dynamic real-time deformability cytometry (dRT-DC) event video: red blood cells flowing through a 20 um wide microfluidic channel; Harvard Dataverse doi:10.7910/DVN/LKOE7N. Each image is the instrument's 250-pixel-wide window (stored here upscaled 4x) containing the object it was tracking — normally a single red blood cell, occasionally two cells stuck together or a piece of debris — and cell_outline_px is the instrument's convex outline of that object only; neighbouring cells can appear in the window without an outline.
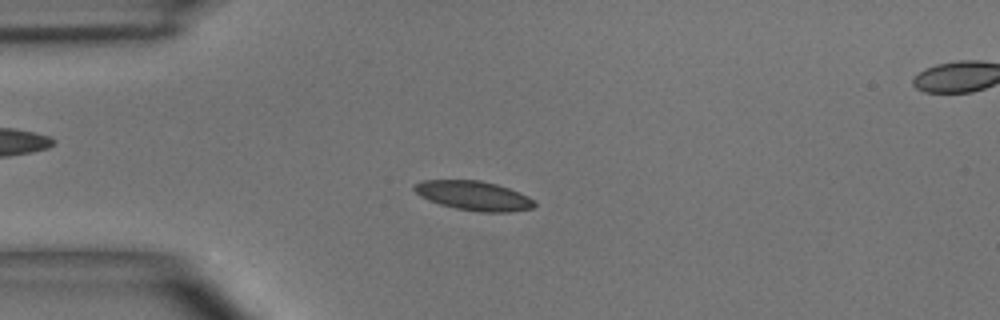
{"species": "common noctule bat (a hibernating species)", "species_latin": "Nyctalus noctula", "temperature_condition": "room temperature", "stored_images_in_passage": 49, "segment_of_instrument_passage": [1, 2], "camera_frame_rate_fps": 3000, "um_per_image_px": 0.085, "animal": {"sex": "male", "body_mass_g": 15.6}, "frame": {"image": 1, "passage_image": 10, "time_ms": 3.0, "image_size_px": [1000, 320], "cell_outline_px": [[536, 204], [532, 208], [508, 212], [480, 212], [456, 208], [440, 204], [428, 200], [420, 196], [412, 188], [416, 184], [424, 180], [480, 180], [496, 184], [508, 188], [528, 196]], "centroid_in_image_um": [40.25, 16.63], "position_along_channel_um": 44.8, "area_um2": 20.35}}
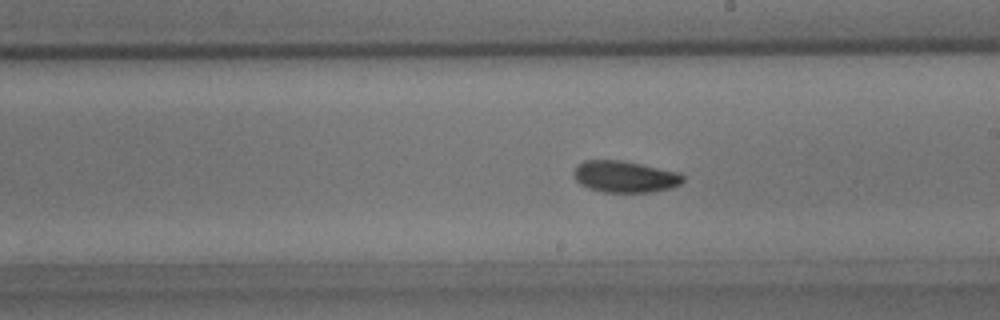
{"frame": {"image": 2, "passage_image": 26, "time_ms": 8.333, "image_size_px": [1000, 320], "cell_outline_px": [[684, 180], [680, 184], [672, 188], [652, 192], [604, 192], [588, 188], [580, 184], [576, 180], [572, 172], [576, 164], [584, 160], [620, 160], [680, 172], [684, 176]], "centroid_in_image_um": [53.1, 15.01], "position_along_channel_um": 235.9, "area_um2": 20.29}}
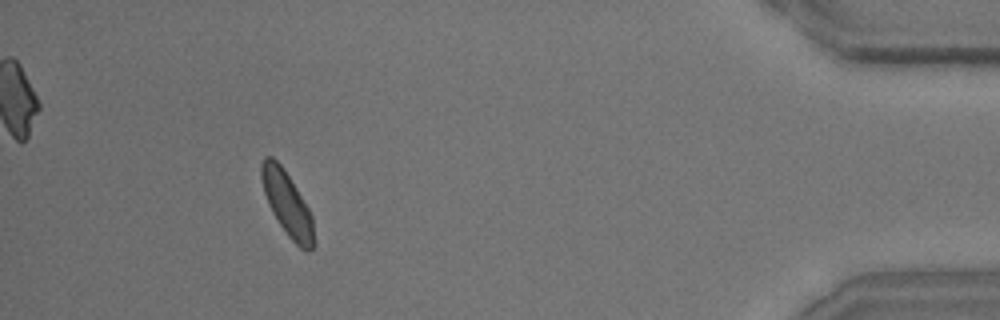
{"frame": {"image": 3, "passage_image": 44, "time_ms": 14.333, "image_size_px": [1000, 320], "cell_outline_px": [[316, 244], [312, 248], [300, 248], [288, 236], [272, 212], [268, 204], [264, 192], [260, 176], [260, 164], [264, 156], [272, 156], [280, 164], [296, 188], [308, 208], [312, 216]], "centroid_in_image_um": [24.4, 17.3], "position_along_channel_um": 410.8, "area_um2": 19.36}}